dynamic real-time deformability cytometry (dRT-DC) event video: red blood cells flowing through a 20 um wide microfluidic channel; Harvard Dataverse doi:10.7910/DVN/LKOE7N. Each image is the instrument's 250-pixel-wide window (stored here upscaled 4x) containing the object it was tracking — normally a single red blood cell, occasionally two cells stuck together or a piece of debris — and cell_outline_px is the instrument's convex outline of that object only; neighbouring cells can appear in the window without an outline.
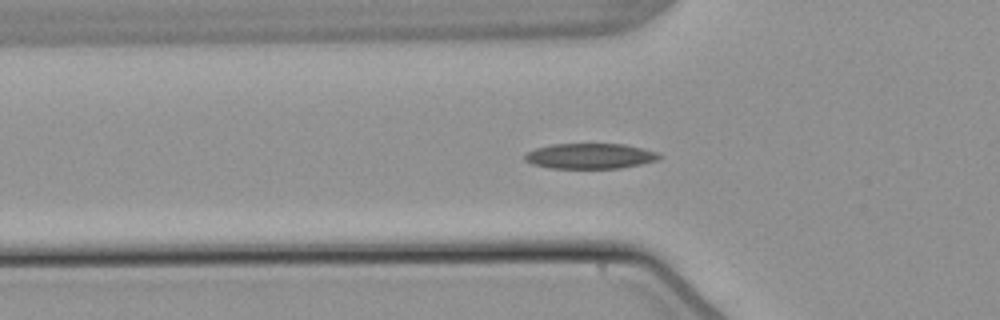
{"species": "common noctule bat (a hibernating species)", "species_latin": "Nyctalus noctula", "temperature_condition": "warm", "stored_images_in_passage": 46, "camera_frame_rate_fps": 3000, "um_per_image_px": 0.085, "animal": {"sex": "male", "body_mass_g": 21.5, "forearm_length_mm": 52.0}, "frame": {"image": 1, "passage_image": 18, "time_ms": 5.667, "image_size_px": [1000, 320], "cell_outline_px": [[664, 156], [656, 160], [640, 164], [620, 168], [548, 168], [532, 164], [524, 160], [524, 152], [536, 148], [552, 144], [624, 144], [656, 152]], "centroid_in_image_um": [50.1, 13.26], "position_along_channel_um": 75.7, "area_um2": 19.88}}
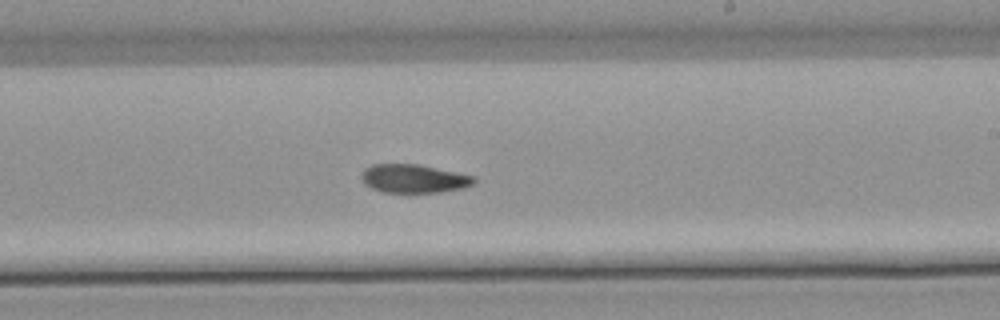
{"frame": {"image": 2, "passage_image": 32, "time_ms": 10.333, "image_size_px": [1000, 320], "cell_outline_px": [[476, 184], [464, 188], [440, 192], [384, 192], [372, 188], [364, 184], [360, 176], [364, 168], [372, 164], [420, 164], [476, 176]], "centroid_in_image_um": [35.2, 15.17], "position_along_channel_um": 253.8, "area_um2": 18.96}}
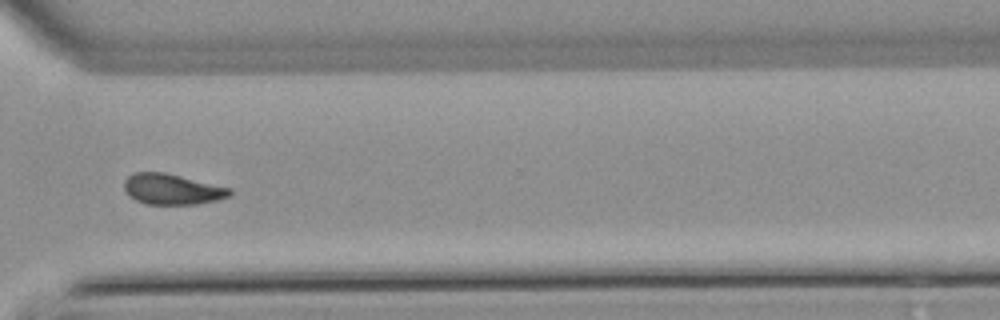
{"frame": {"image": 3, "passage_image": 40, "time_ms": 13.0, "image_size_px": [1000, 320], "cell_outline_px": [[232, 192], [228, 196], [216, 200], [196, 204], [144, 204], [128, 196], [124, 192], [124, 180], [132, 172], [164, 172], [232, 188]], "centroid_in_image_um": [14.58, 16.08], "position_along_channel_um": 356.0, "area_um2": 18.96}, "authors_computed_cell_mechanics": {"area_um2": 19.2474, "velocity_mm_per_s": 3.8094, "shape_relaxation_time_tau1_ms": null, "shape_relaxation_time_tau2_ms": 9.4824, "deformation_change_tau1": null, "deformation_change_tau2": 0.1641}}